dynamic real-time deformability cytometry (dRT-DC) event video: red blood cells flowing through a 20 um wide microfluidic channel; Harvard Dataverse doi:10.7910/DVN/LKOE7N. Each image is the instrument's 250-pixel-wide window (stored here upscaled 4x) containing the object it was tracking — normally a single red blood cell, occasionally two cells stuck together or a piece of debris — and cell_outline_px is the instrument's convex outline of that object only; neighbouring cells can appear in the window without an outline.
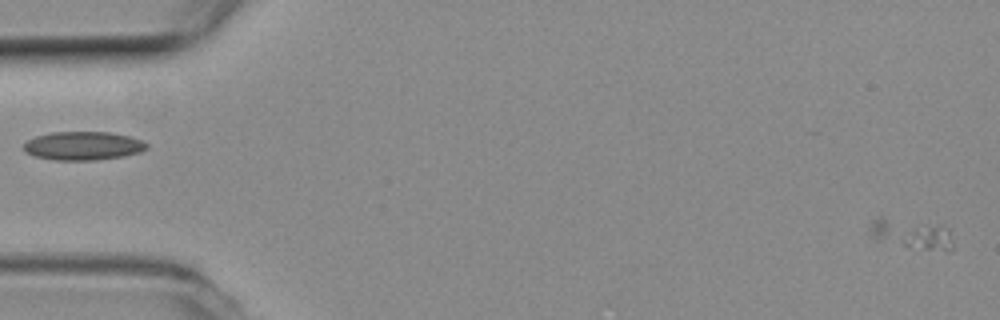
{"species": "common noctule bat (a hibernating species)", "species_latin": "Nyctalus noctula", "temperature_condition": "room temperature", "stored_images_in_passage": 11, "camera_frame_rate_fps": 3000, "um_per_image_px": 0.085, "animal": {"sex": "female", "body_mass_g": 19.3, "forearm_length_mm": 54.1}, "frame": {"image": 1, "passage_image": 1, "time_ms": 0.0, "image_size_px": [1000, 320], "cell_outline_px": [[952, 248], [948, 252], [944, 252], [904, 244], [872, 236], [868, 228], [872, 220], [880, 216], [944, 224], [948, 228], [952, 240]], "centroid_in_image_um": [77.57, 19.81], "position_along_channel_um": 7.4, "area_um2": 14.28}}